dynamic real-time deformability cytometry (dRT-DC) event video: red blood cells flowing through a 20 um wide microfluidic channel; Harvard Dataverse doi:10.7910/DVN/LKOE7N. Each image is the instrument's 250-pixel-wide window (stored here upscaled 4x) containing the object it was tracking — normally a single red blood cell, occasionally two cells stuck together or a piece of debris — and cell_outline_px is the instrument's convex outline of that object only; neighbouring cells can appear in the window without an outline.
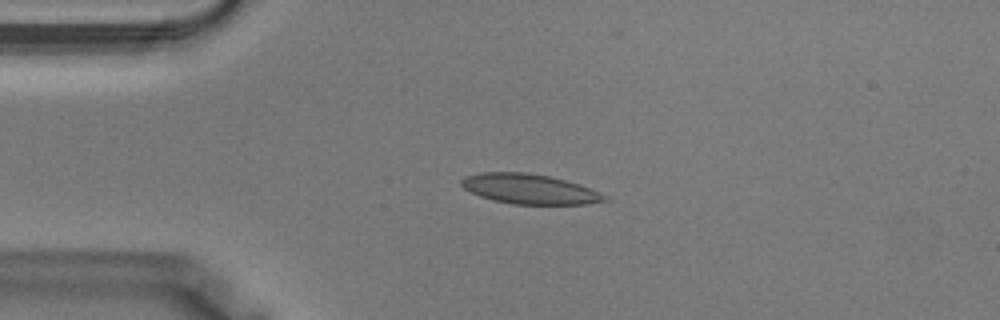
{"species": "Egyptian fruit bat (a non-hibernating species)", "species_latin": "Rousettus aegyptiacus", "temperature_condition": "warm", "stored_images_in_passage": 38, "camera_frame_rate_fps": 3000, "um_per_image_px": 0.085, "animal": {"sex": "male"}, "frame": {"image": 1, "passage_image": 9, "time_ms": 2.667, "image_size_px": [1000, 320], "cell_outline_px": [[612, 200], [584, 204], [512, 204], [492, 200], [480, 196], [464, 188], [460, 184], [460, 180], [464, 176], [480, 172], [524, 172], [548, 176], [564, 180], [588, 188], [608, 196]], "centroid_in_image_um": [44.97, 16.07], "position_along_channel_um": 40.0, "area_um2": 24.85}}
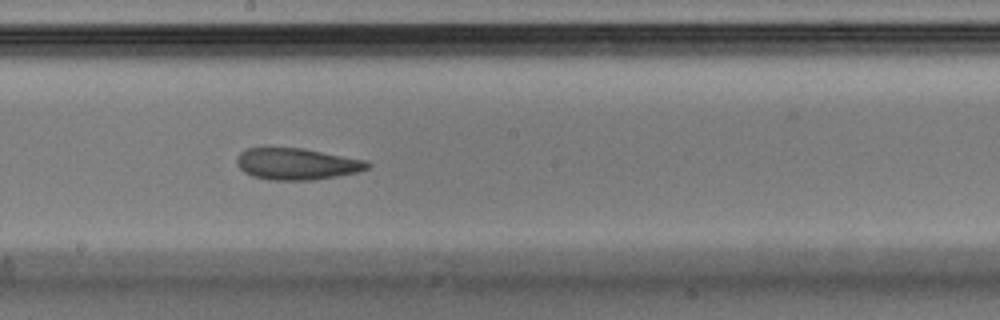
{"frame": {"image": 2, "passage_image": 21, "time_ms": 6.667, "image_size_px": [1000, 320], "cell_outline_px": [[372, 164], [368, 168], [356, 172], [316, 180], [272, 180], [252, 176], [244, 172], [236, 164], [236, 160], [240, 152], [248, 148], [304, 148], [368, 160]], "centroid_in_image_um": [25.25, 13.93], "position_along_channel_um": 222.9, "area_um2": 24.16}}
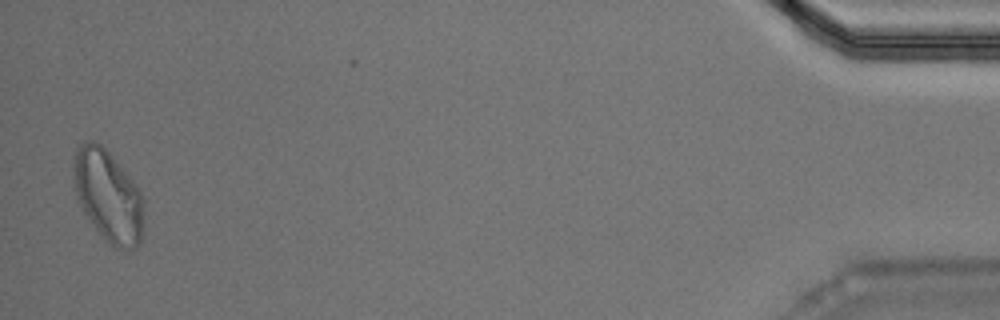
{"frame": {"image": 3, "passage_image": 38, "time_ms": 12.333, "image_size_px": [1000, 320], "cell_outline_px": [[144, 204], [140, 244], [136, 248], [116, 248], [96, 228], [84, 212], [76, 196], [72, 176], [72, 160], [76, 148], [84, 140], [92, 140], [100, 144], [112, 156], [132, 180], [140, 192], [144, 200]], "centroid_in_image_um": [9.16, 16.59], "position_along_channel_um": 426.0, "area_um2": 37.28}}